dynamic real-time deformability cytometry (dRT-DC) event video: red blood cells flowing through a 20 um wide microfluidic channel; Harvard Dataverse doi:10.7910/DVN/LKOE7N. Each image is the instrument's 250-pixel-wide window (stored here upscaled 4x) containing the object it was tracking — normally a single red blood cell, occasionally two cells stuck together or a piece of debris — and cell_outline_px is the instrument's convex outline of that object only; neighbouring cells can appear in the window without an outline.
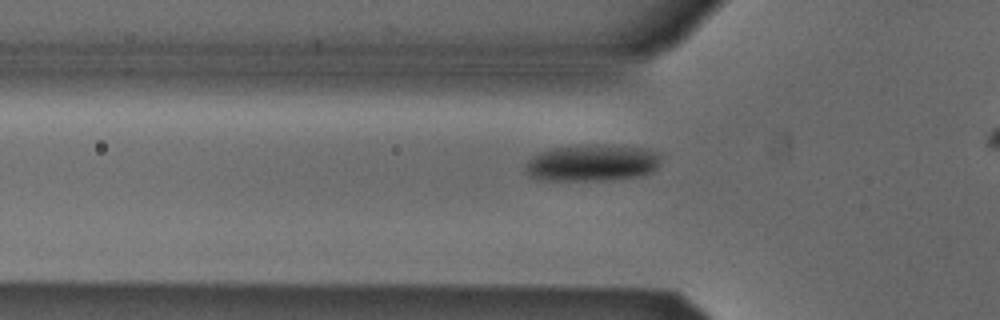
{"species": "Egyptian fruit bat (a non-hibernating species)", "species_latin": "Rousettus aegyptiacus", "temperature_condition": "cold", "stored_images_in_passage": 33, "camera_frame_rate_fps": 3000, "um_per_image_px": 0.085, "animal": {"sex": "male"}, "frame": {"image": 1, "passage_image": 7, "time_ms": 2.0, "image_size_px": [1000, 320], "cell_outline_px": [[660, 164], [652, 172], [640, 176], [612, 180], [544, 180], [528, 176], [528, 160], [532, 156], [548, 148], [580, 144], [596, 144], [648, 148], [660, 152]], "centroid_in_image_um": [50.38, 13.82], "position_along_channel_um": 75.4, "area_um2": 29.42}}
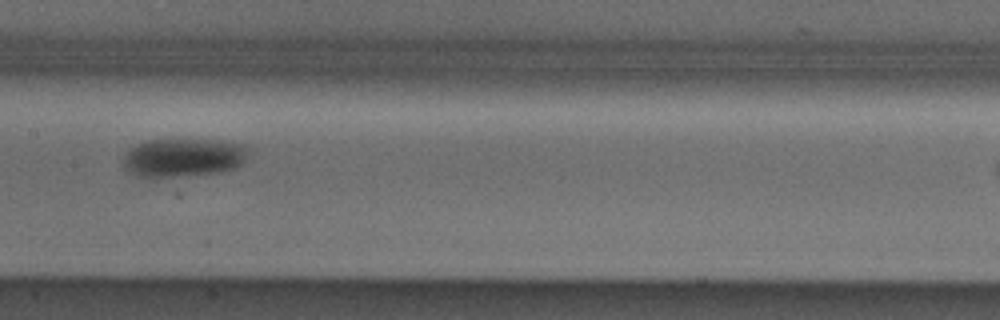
{"frame": {"image": 2, "passage_image": 16, "time_ms": 5.0, "image_size_px": [1000, 320], "cell_outline_px": [[248, 148], [240, 164], [236, 168], [220, 172], [148, 180], [136, 176], [128, 172], [124, 168], [124, 156], [128, 148], [136, 144], [148, 140], [212, 140], [244, 144]], "centroid_in_image_um": [15.47, 13.43], "position_along_channel_um": 191.9, "area_um2": 28.5}}
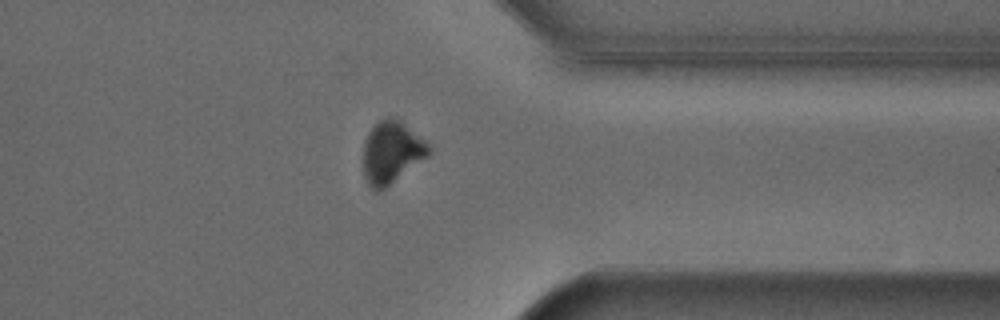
{"frame": {"image": 3, "passage_image": 31, "time_ms": 10.0, "image_size_px": [1000, 320], "cell_outline_px": [[432, 152], [428, 156], [384, 188], [376, 192], [368, 184], [364, 176], [364, 144], [368, 132], [380, 120], [388, 116], [396, 116], [424, 140], [432, 148]], "centroid_in_image_um": [33.29, 12.92], "position_along_channel_um": 378.1, "area_um2": 23.52}}